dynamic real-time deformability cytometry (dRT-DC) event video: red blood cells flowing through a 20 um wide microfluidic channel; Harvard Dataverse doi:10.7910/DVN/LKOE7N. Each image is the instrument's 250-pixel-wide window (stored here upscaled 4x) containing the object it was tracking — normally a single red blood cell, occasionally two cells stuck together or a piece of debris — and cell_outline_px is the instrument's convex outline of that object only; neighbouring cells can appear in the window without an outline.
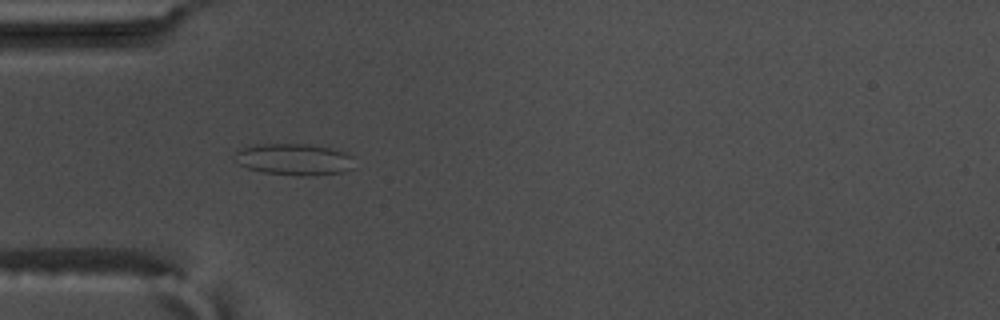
{"species": "common noctule bat (a hibernating species)", "species_latin": "Nyctalus noctula", "temperature_condition": "warm", "stored_images_in_passage": 56, "camera_frame_rate_fps": 3000, "um_per_image_px": 0.085, "animal": {"sex": "male", "body_mass_g": 17.5, "forearm_length_mm": 52.3}, "frame": {"image": 1, "passage_image": 17, "time_ms": 5.333, "image_size_px": [1000, 320], "cell_outline_px": [[352, 168], [344, 172], [312, 176], [300, 176], [264, 172], [248, 168], [240, 164], [236, 152], [244, 148], [256, 144], [308, 144], [332, 148], [344, 152], [352, 156]], "centroid_in_image_um": [25.07, 13.55], "position_along_channel_um": 59.9, "area_um2": 21.73}}
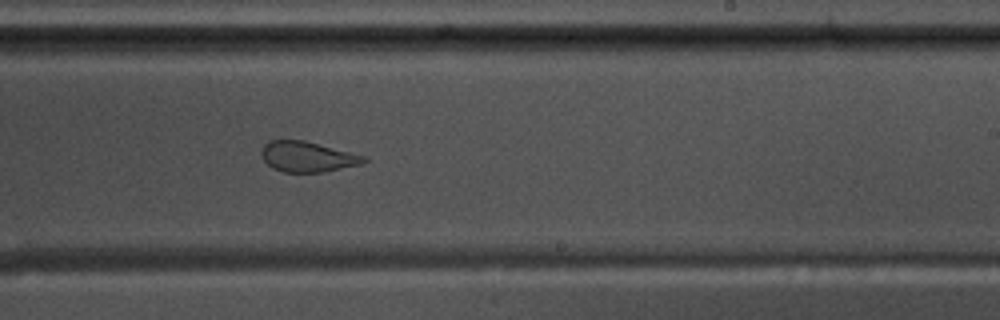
{"frame": {"image": 2, "passage_image": 34, "time_ms": 11.0, "image_size_px": [1000, 320], "cell_outline_px": [[368, 160], [360, 164], [320, 172], [284, 172], [272, 168], [264, 160], [260, 152], [264, 144], [268, 140], [304, 140], [368, 156]], "centroid_in_image_um": [26.13, 13.31], "position_along_channel_um": 262.9, "area_um2": 18.15}}
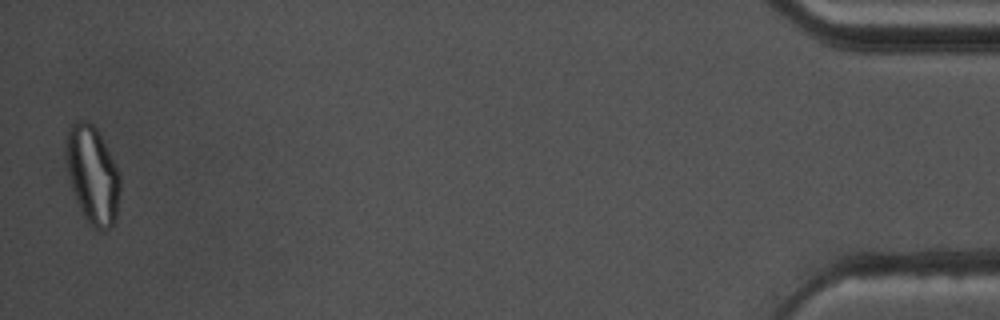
{"frame": {"image": 3, "passage_image": 55, "time_ms": 18.0, "image_size_px": [1000, 320], "cell_outline_px": [[120, 192], [116, 220], [112, 228], [104, 232], [92, 228], [88, 224], [76, 200], [72, 188], [68, 172], [64, 152], [64, 148], [68, 128], [76, 120], [88, 120], [96, 128], [120, 176]], "centroid_in_image_um": [7.85, 14.91], "position_along_channel_um": 427.3, "area_um2": 30.98}, "authors_computed_cell_mechanics": {"area_um2": 25.143, "velocity_mm_per_s": 3.6441, "shape_relaxation_time_tau1_ms": null, "shape_relaxation_time_tau2_ms": 0.8965, "deformation_change_tau1": null, "deformation_change_tau2": 0.0766}}